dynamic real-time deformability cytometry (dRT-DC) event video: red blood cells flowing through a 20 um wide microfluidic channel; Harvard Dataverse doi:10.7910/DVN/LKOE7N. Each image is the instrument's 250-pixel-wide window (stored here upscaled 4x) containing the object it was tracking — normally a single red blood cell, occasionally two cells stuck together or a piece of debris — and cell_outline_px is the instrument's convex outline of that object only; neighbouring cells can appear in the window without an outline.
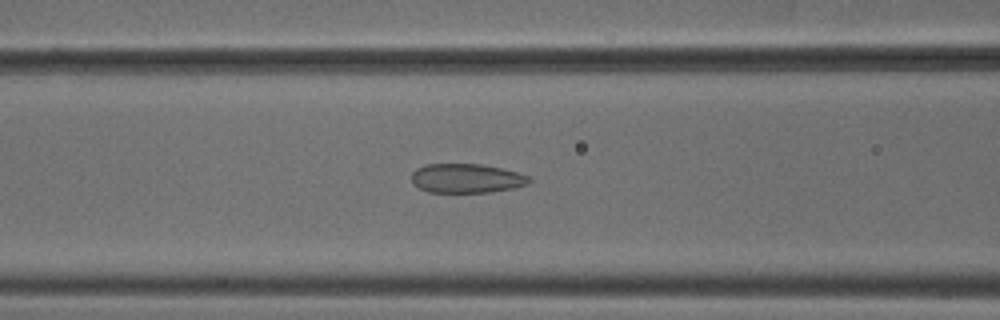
{"species": "common noctule bat (a hibernating species)", "species_latin": "Nyctalus noctula", "temperature_condition": "cold", "stored_images_in_passage": 53, "camera_frame_rate_fps": 3000, "um_per_image_px": 0.085, "animal": {"sex": "male", "body_mass_g": 18.8}, "frame": {"image": 1, "passage_image": 22, "time_ms": 7.0, "image_size_px": [1000, 320], "cell_outline_px": [[532, 180], [528, 184], [512, 188], [492, 192], [428, 192], [412, 184], [412, 172], [416, 168], [424, 164], [480, 164], [500, 168], [516, 172], [528, 176]], "centroid_in_image_um": [39.62, 15.16], "position_along_channel_um": 127.0, "area_um2": 20.0}}
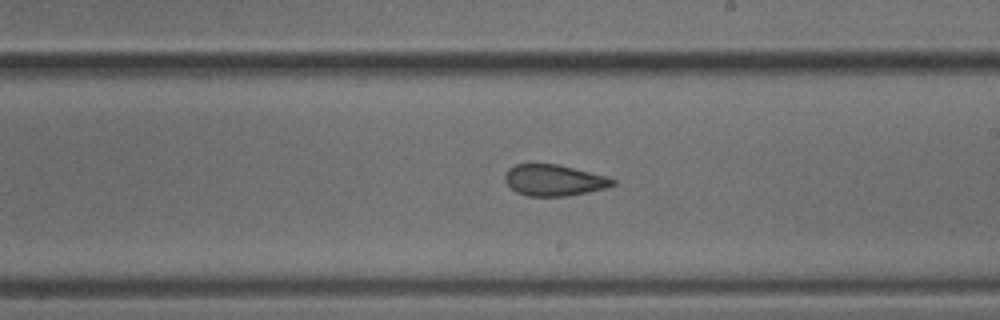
{"frame": {"image": 2, "passage_image": 31, "time_ms": 10.0, "image_size_px": [1000, 320], "cell_outline_px": [[616, 184], [608, 188], [568, 196], [528, 196], [516, 192], [504, 180], [504, 176], [508, 168], [516, 164], [556, 164], [608, 176], [616, 180]], "centroid_in_image_um": [47.12, 15.32], "position_along_channel_um": 241.9, "area_um2": 19.71}}
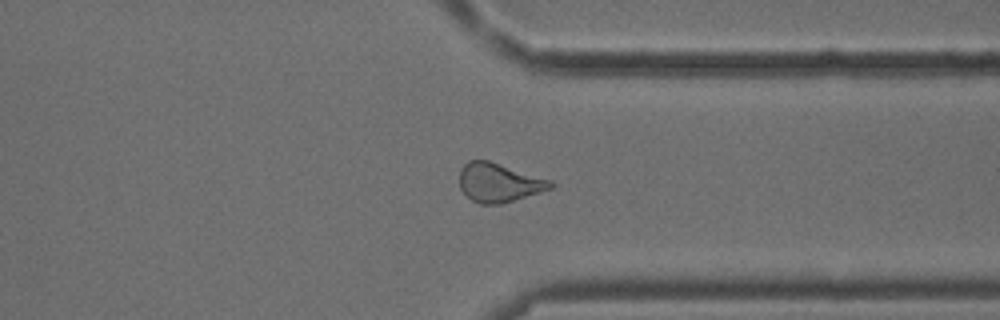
{"frame": {"image": 3, "passage_image": 41, "time_ms": 13.333, "image_size_px": [1000, 320], "cell_outline_px": [[556, 188], [500, 204], [480, 204], [472, 200], [460, 188], [460, 168], [468, 160], [488, 160], [552, 180], [556, 184]], "centroid_in_image_um": [42.46, 15.52], "position_along_channel_um": 368.9, "area_um2": 20.81}, "authors_computed_cell_mechanics": {"area_um2": 21.2704, "velocity_mm_per_s": 3.8287, "shape_relaxation_time_tau1_ms": null, "shape_relaxation_time_tau2_ms": 1.7374, "deformation_change_tau1": null, "deformation_change_tau2": 0.091}}